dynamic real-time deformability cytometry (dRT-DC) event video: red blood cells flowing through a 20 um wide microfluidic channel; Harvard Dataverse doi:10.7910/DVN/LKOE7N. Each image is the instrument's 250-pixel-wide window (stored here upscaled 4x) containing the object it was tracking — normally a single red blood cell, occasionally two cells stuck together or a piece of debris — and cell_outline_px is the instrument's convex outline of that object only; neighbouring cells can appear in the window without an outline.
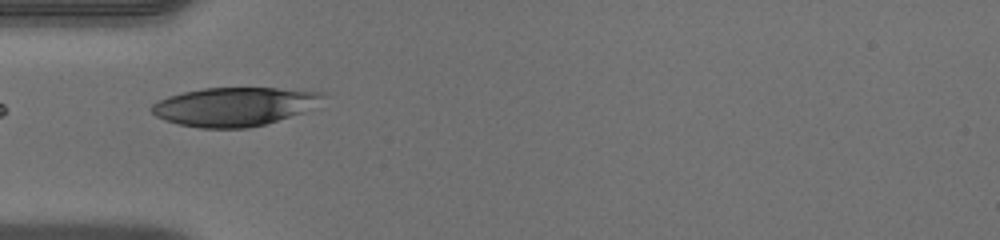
{"species": "human", "species_latin": "Homo sapiens", "temperature_condition": "warm", "stored_images_in_passage": 33, "camera_frame_rate_fps": 3000, "um_per_image_px": 0.085, "donor": {"sex": "male"}, "frame": {"image": 1, "passage_image": 1, "time_ms": 0.0, "image_size_px": [1000, 240], "cell_outline_px": [[328, 92], [324, 96], [304, 112], [264, 124], [248, 128], [200, 128], [180, 124], [164, 120], [156, 116], [148, 108], [152, 104], [168, 96], [184, 92], [204, 88], [276, 88]], "centroid_in_image_um": [19.88, 9.06], "position_along_channel_um": 65.1, "area_um2": 38.32}}
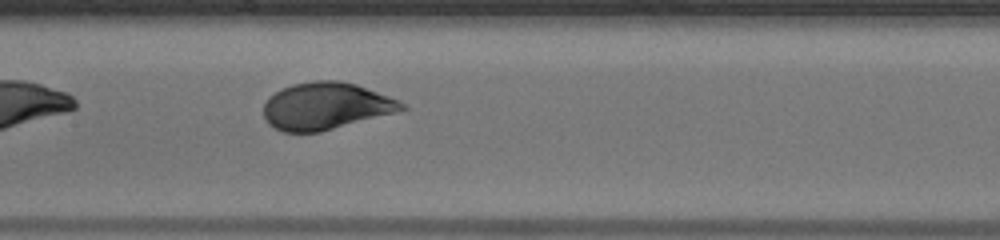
{"frame": {"image": 2, "passage_image": 9, "time_ms": 2.667, "image_size_px": [1000, 240], "cell_outline_px": [[408, 108], [400, 112], [320, 132], [284, 132], [268, 124], [264, 120], [264, 104], [268, 96], [292, 84], [312, 80], [340, 80], [356, 84], [400, 100]], "centroid_in_image_um": [27.72, 9.01], "position_along_channel_um": 179.7, "area_um2": 38.26}}
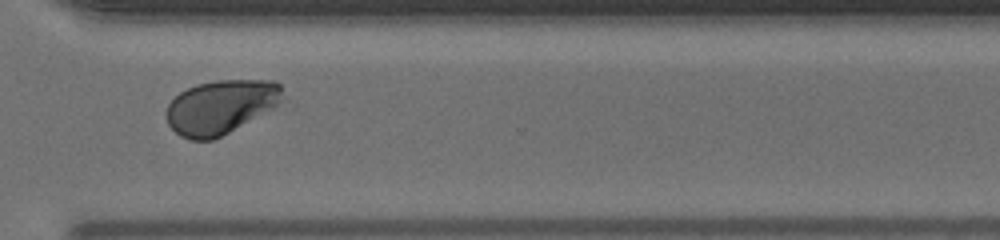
{"frame": {"image": 3, "passage_image": 21, "time_ms": 6.667, "image_size_px": [1000, 240], "cell_outline_px": [[280, 104], [228, 132], [212, 140], [192, 140], [180, 136], [168, 124], [164, 116], [168, 104], [180, 92], [196, 84], [216, 80], [272, 80], [280, 84]], "centroid_in_image_um": [18.7, 9.08], "position_along_channel_um": 351.9, "area_um2": 36.18}}